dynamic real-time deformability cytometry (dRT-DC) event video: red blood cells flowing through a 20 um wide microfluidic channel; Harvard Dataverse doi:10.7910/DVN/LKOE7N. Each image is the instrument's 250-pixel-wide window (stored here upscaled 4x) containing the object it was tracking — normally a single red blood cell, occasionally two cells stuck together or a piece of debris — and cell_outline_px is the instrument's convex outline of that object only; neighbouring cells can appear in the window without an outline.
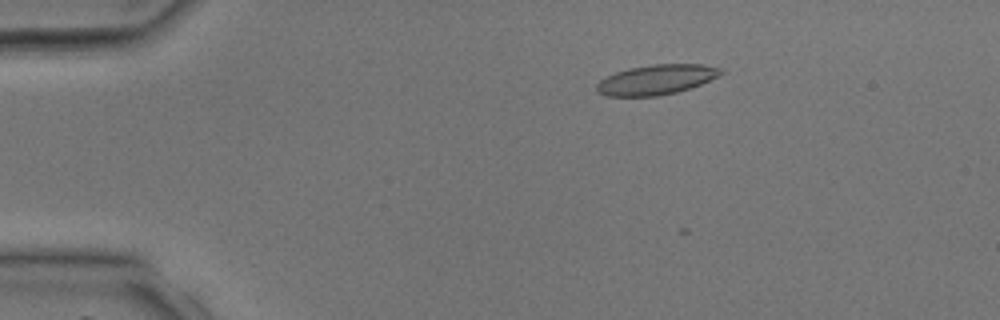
{"species": "common noctule bat (a hibernating species)", "species_latin": "Nyctalus noctula", "temperature_condition": "room temperature", "stored_images_in_passage": 37, "camera_frame_rate_fps": 3000, "um_per_image_px": 0.085, "animal": {"sex": "male", "body_mass_g": 17.9, "forearm_length_mm": 54.2}, "frame": {"image": 1, "passage_image": 4, "time_ms": 1.0, "image_size_px": [1000, 320], "cell_outline_px": [[724, 72], [720, 76], [700, 84], [676, 92], [656, 96], [604, 96], [596, 92], [596, 84], [600, 80], [616, 72], [628, 68], [652, 64], [704, 64], [724, 68]], "centroid_in_image_um": [55.8, 6.76], "position_along_channel_um": 29.2, "area_um2": 21.79}}
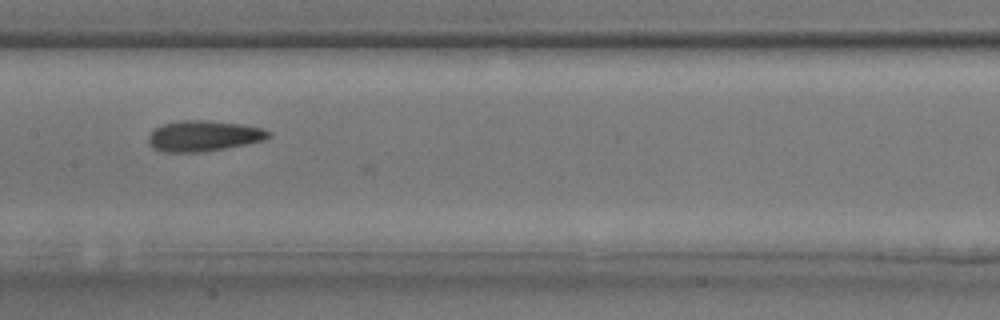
{"frame": {"image": 2, "passage_image": 17, "time_ms": 5.333, "image_size_px": [1000, 320], "cell_outline_px": [[272, 136], [264, 140], [204, 152], [164, 152], [152, 148], [148, 144], [148, 136], [160, 124], [180, 120], [208, 120], [240, 124], [264, 128], [272, 132]], "centroid_in_image_um": [17.3, 11.55], "position_along_channel_um": 190.1, "area_um2": 21.68}}
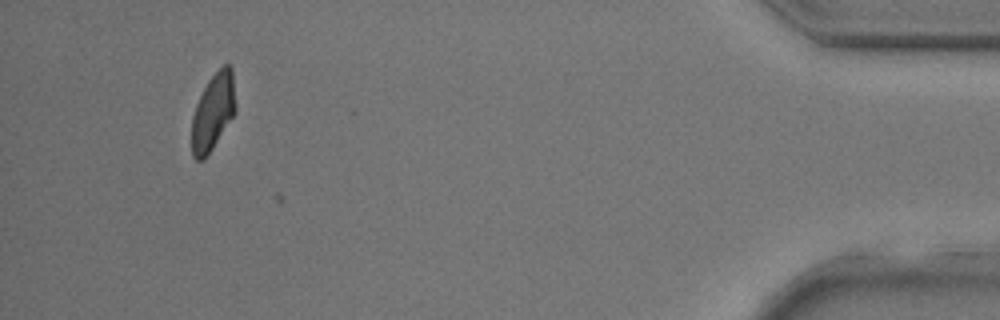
{"frame": {"image": 3, "passage_image": 34, "time_ms": 11.0, "image_size_px": [1000, 320], "cell_outline_px": [[236, 112], [204, 160], [196, 160], [192, 156], [192, 116], [196, 104], [208, 80], [224, 64], [228, 64], [232, 68], [236, 108]], "centroid_in_image_um": [18.11, 9.51], "position_along_channel_um": 417.1, "area_um2": 19.48}}